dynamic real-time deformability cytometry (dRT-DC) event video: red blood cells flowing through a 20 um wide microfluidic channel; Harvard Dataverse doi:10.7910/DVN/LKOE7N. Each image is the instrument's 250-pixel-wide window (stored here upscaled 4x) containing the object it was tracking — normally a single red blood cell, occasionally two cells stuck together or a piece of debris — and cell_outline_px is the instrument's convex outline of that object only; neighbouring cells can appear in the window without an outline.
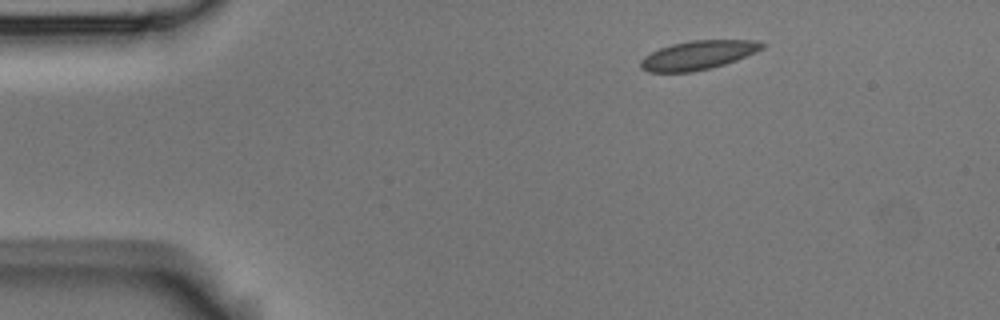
{"species": "Egyptian fruit bat (a non-hibernating species)", "species_latin": "Rousettus aegyptiacus", "temperature_condition": "room temperature", "stored_images_in_passage": 4, "segment_of_instrument_passage": [1, 2], "camera_frame_rate_fps": 3000, "um_per_image_px": 0.085, "animal": {"sex": "male"}, "frame": {"image": 1, "passage_image": 1, "time_ms": 0.0, "image_size_px": [1000, 320], "cell_outline_px": [[764, 48], [756, 52], [736, 60], [724, 64], [692, 72], [648, 72], [640, 68], [640, 60], [644, 56], [660, 48], [672, 44], [692, 40], [756, 40], [764, 44]], "centroid_in_image_um": [59.31, 4.68], "position_along_channel_um": 25.7, "area_um2": 20.35}}